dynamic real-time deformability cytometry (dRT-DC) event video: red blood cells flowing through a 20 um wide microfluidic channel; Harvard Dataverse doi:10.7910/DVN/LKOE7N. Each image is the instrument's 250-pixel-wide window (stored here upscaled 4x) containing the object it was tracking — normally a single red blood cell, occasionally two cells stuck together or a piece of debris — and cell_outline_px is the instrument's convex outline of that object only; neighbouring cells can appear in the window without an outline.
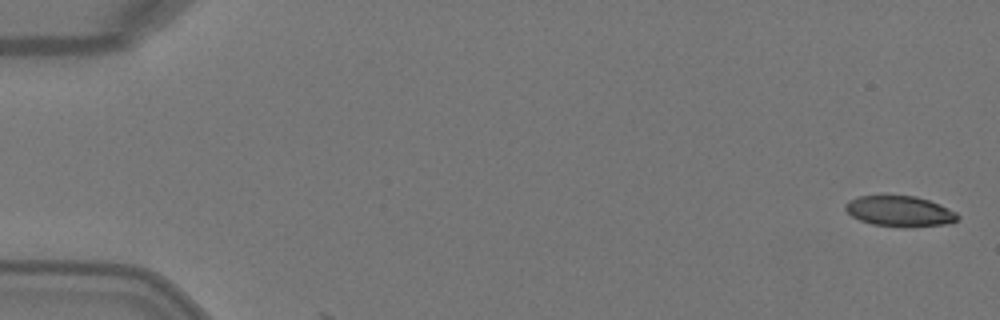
{"species": "Egyptian fruit bat (a non-hibernating species)", "species_latin": "Rousettus aegyptiacus", "temperature_condition": "warm", "stored_images_in_passage": 5, "camera_frame_rate_fps": 3000, "um_per_image_px": 0.085, "animal": {"sex": "female"}, "frame": {"image": 1, "passage_image": 1, "time_ms": 0.0, "image_size_px": [1000, 320], "cell_outline_px": [[960, 216], [956, 220], [948, 224], [912, 228], [904, 228], [872, 224], [860, 220], [852, 216], [844, 208], [844, 204], [848, 200], [860, 196], [916, 196], [940, 204], [956, 212]], "centroid_in_image_um": [76.49, 17.97], "position_along_channel_um": 8.5, "area_um2": 20.23}}
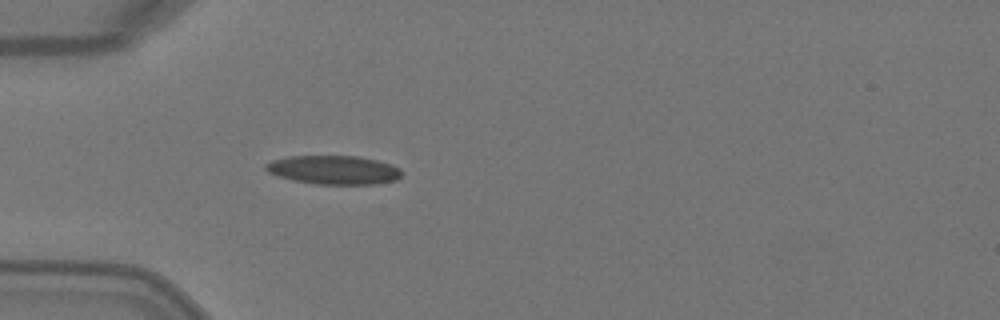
{"frame": {"image": 2, "passage_image": 5, "time_ms": 1.333, "image_size_px": [1000, 320], "cell_outline_px": [[400, 176], [396, 180], [372, 184], [316, 184], [292, 180], [268, 172], [264, 168], [264, 164], [272, 160], [288, 156], [360, 156], [392, 164], [400, 168]], "centroid_in_image_um": [28.35, 14.43], "position_along_channel_um": 56.7, "area_um2": 22.77}}